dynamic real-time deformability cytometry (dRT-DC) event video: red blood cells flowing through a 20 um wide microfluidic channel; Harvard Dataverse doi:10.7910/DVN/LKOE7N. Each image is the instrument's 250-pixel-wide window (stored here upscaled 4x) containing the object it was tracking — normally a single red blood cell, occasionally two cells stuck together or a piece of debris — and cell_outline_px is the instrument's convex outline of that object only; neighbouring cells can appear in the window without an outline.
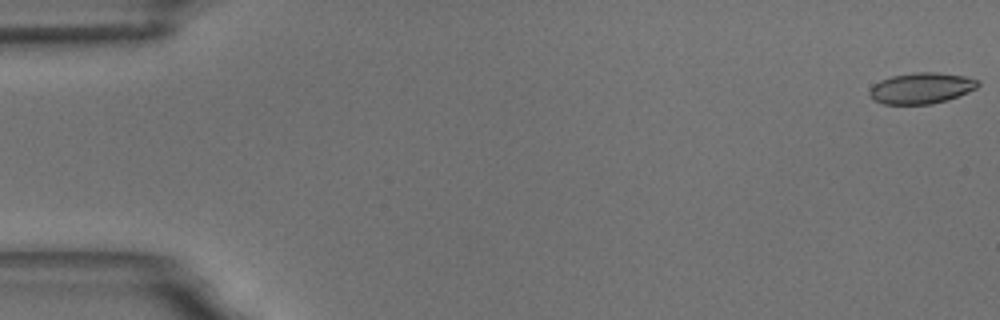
{"species": "common noctule bat (a hibernating species)", "species_latin": "Nyctalus noctula", "temperature_condition": "room temperature", "stored_images_in_passage": 6, "camera_frame_rate_fps": 3000, "um_per_image_px": 0.085, "animal": {"sex": "male", "body_mass_g": 18.8}, "frame": {"image": 1, "passage_image": 1, "time_ms": 0.0, "image_size_px": [1000, 320], "cell_outline_px": [[980, 84], [976, 88], [968, 92], [948, 100], [932, 104], [884, 104], [868, 96], [868, 92], [872, 84], [880, 80], [892, 76], [916, 72], [936, 72], [964, 76], [980, 80]], "centroid_in_image_um": [78.31, 7.49], "position_along_channel_um": 6.7, "area_um2": 19.71}}
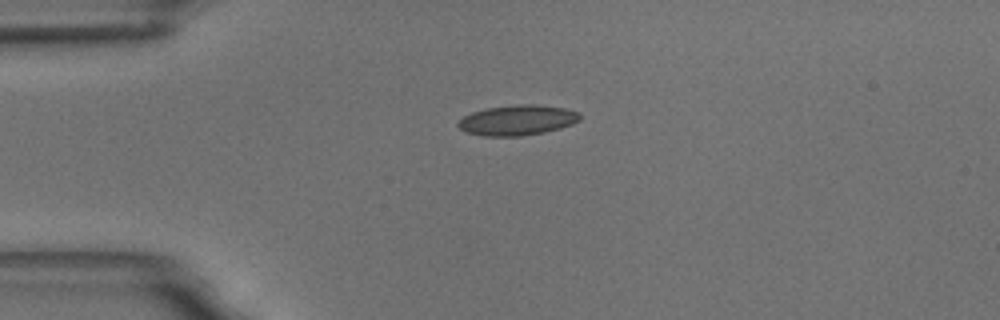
{"frame": {"image": 2, "passage_image": 5, "time_ms": 4.333, "image_size_px": [1000, 320], "cell_outline_px": [[580, 120], [572, 124], [560, 128], [544, 132], [520, 136], [484, 136], [464, 132], [456, 124], [464, 116], [472, 112], [488, 108], [516, 104], [536, 104], [564, 108], [580, 112]], "centroid_in_image_um": [43.98, 10.21], "position_along_channel_um": 41.0, "area_um2": 21.5}}